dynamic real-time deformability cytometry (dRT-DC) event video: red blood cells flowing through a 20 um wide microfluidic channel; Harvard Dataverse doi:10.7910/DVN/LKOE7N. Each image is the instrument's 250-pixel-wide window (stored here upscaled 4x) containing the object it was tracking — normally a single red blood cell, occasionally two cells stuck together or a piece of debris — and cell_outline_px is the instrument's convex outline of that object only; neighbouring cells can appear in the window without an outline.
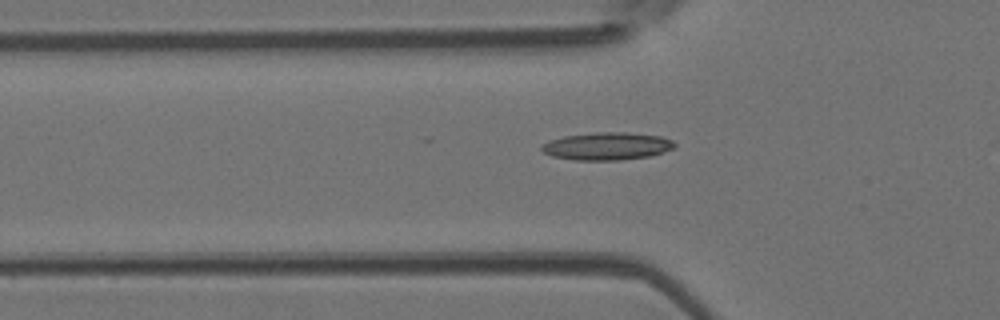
{"species": "Egyptian fruit bat (a non-hibernating species)", "species_latin": "Rousettus aegyptiacus", "temperature_condition": "room temperature", "stored_images_in_passage": 35, "camera_frame_rate_fps": 3000, "um_per_image_px": 0.085, "animal": {"sex": "female"}, "frame": {"image": 1, "passage_image": 3, "time_ms": 0.667, "image_size_px": [1000, 320], "cell_outline_px": [[676, 148], [648, 156], [620, 160], [572, 160], [552, 156], [544, 152], [540, 148], [540, 144], [564, 136], [596, 132], [624, 132], [660, 136], [672, 140], [676, 144]], "centroid_in_image_um": [51.59, 12.42], "position_along_channel_um": 74.2, "area_um2": 21.39}}
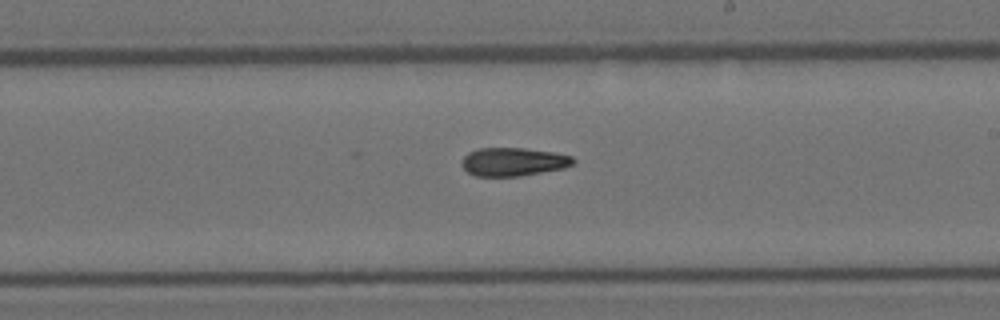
{"frame": {"image": 2, "passage_image": 16, "time_ms": 5.0, "image_size_px": [1000, 320], "cell_outline_px": [[576, 160], [572, 164], [564, 168], [520, 176], [476, 176], [468, 172], [460, 164], [464, 156], [468, 152], [480, 148], [524, 148], [552, 152], [572, 156]], "centroid_in_image_um": [43.62, 13.75], "position_along_channel_um": 245.4, "area_um2": 18.38}}
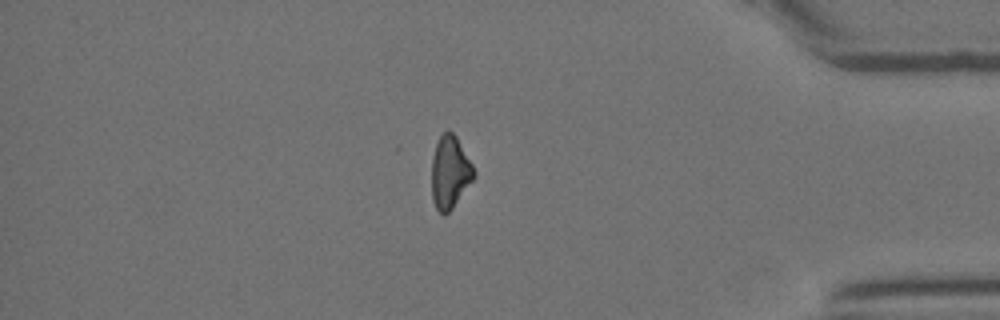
{"frame": {"image": 3, "passage_image": 30, "time_ms": 9.667, "image_size_px": [1000, 320], "cell_outline_px": [[476, 176], [452, 208], [444, 216], [436, 208], [432, 200], [432, 156], [436, 144], [440, 136], [448, 128], [456, 136], [472, 164], [476, 172]], "centroid_in_image_um": [38.24, 14.63], "position_along_channel_um": 397.0, "area_um2": 17.86}}